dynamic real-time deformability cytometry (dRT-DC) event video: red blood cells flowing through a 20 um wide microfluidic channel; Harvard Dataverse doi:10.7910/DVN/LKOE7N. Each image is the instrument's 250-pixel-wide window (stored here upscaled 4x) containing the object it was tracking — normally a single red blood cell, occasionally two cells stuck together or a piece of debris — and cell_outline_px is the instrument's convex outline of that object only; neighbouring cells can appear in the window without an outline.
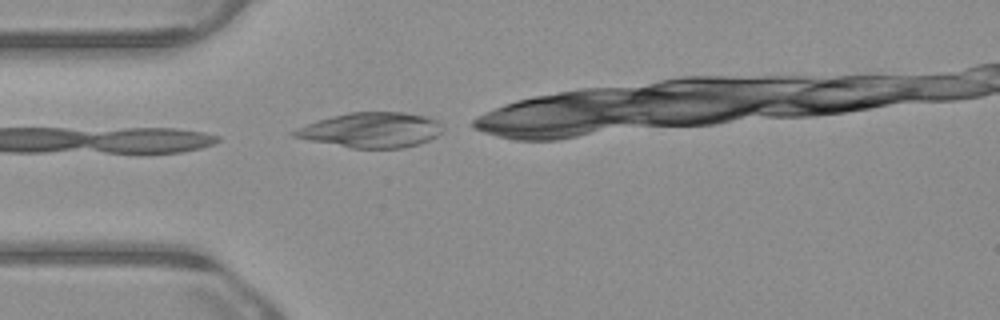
{"species": "common noctule bat (a hibernating species)", "species_latin": "Nyctalus noctula", "temperature_condition": "warm", "stored_images_in_passage": 5, "camera_frame_rate_fps": 3000, "um_per_image_px": 0.085, "animal": {"sex": "male", "body_mass_g": 23.1, "forearm_length_mm": 52.7}, "frame": {"image": 1, "passage_image": 1, "time_ms": 0.0, "image_size_px": [1000, 320], "cell_outline_px": [[444, 128], [436, 136], [420, 144], [404, 148], [352, 148], [308, 140], [292, 136], [288, 132], [296, 128], [316, 120], [348, 112], [404, 112], [424, 116], [436, 120]], "centroid_in_image_um": [31.51, 11.05], "position_along_channel_um": 53.5, "area_um2": 30.46}}